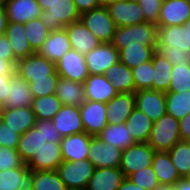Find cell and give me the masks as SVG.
Returning a JSON list of instances; mask_svg holds the SVG:
<instances>
[{
	"label": "cell",
	"mask_w": 190,
	"mask_h": 190,
	"mask_svg": "<svg viewBox=\"0 0 190 190\" xmlns=\"http://www.w3.org/2000/svg\"><path fill=\"white\" fill-rule=\"evenodd\" d=\"M154 190H176L174 186L171 185H159Z\"/></svg>",
	"instance_id": "60"
},
{
	"label": "cell",
	"mask_w": 190,
	"mask_h": 190,
	"mask_svg": "<svg viewBox=\"0 0 190 190\" xmlns=\"http://www.w3.org/2000/svg\"><path fill=\"white\" fill-rule=\"evenodd\" d=\"M24 27L29 45L31 49L37 53L50 34V30L42 23L40 18L24 23Z\"/></svg>",
	"instance_id": "41"
},
{
	"label": "cell",
	"mask_w": 190,
	"mask_h": 190,
	"mask_svg": "<svg viewBox=\"0 0 190 190\" xmlns=\"http://www.w3.org/2000/svg\"><path fill=\"white\" fill-rule=\"evenodd\" d=\"M152 63L154 68L152 89L167 92L171 82L173 65L158 50L152 56Z\"/></svg>",
	"instance_id": "34"
},
{
	"label": "cell",
	"mask_w": 190,
	"mask_h": 190,
	"mask_svg": "<svg viewBox=\"0 0 190 190\" xmlns=\"http://www.w3.org/2000/svg\"><path fill=\"white\" fill-rule=\"evenodd\" d=\"M44 143L46 140L42 136V120H40L21 135L16 150L22 161L27 164Z\"/></svg>",
	"instance_id": "25"
},
{
	"label": "cell",
	"mask_w": 190,
	"mask_h": 190,
	"mask_svg": "<svg viewBox=\"0 0 190 190\" xmlns=\"http://www.w3.org/2000/svg\"><path fill=\"white\" fill-rule=\"evenodd\" d=\"M180 140L179 120L166 112L153 122L147 143L155 151H169Z\"/></svg>",
	"instance_id": "3"
},
{
	"label": "cell",
	"mask_w": 190,
	"mask_h": 190,
	"mask_svg": "<svg viewBox=\"0 0 190 190\" xmlns=\"http://www.w3.org/2000/svg\"><path fill=\"white\" fill-rule=\"evenodd\" d=\"M118 190H145L137 184L130 181L127 177L124 178Z\"/></svg>",
	"instance_id": "56"
},
{
	"label": "cell",
	"mask_w": 190,
	"mask_h": 190,
	"mask_svg": "<svg viewBox=\"0 0 190 190\" xmlns=\"http://www.w3.org/2000/svg\"><path fill=\"white\" fill-rule=\"evenodd\" d=\"M4 5V0H0V8Z\"/></svg>",
	"instance_id": "63"
},
{
	"label": "cell",
	"mask_w": 190,
	"mask_h": 190,
	"mask_svg": "<svg viewBox=\"0 0 190 190\" xmlns=\"http://www.w3.org/2000/svg\"><path fill=\"white\" fill-rule=\"evenodd\" d=\"M8 22L7 12L3 5L0 8V36L5 34Z\"/></svg>",
	"instance_id": "55"
},
{
	"label": "cell",
	"mask_w": 190,
	"mask_h": 190,
	"mask_svg": "<svg viewBox=\"0 0 190 190\" xmlns=\"http://www.w3.org/2000/svg\"><path fill=\"white\" fill-rule=\"evenodd\" d=\"M79 110L84 130L88 135L97 136L107 126L106 103L86 100Z\"/></svg>",
	"instance_id": "13"
},
{
	"label": "cell",
	"mask_w": 190,
	"mask_h": 190,
	"mask_svg": "<svg viewBox=\"0 0 190 190\" xmlns=\"http://www.w3.org/2000/svg\"><path fill=\"white\" fill-rule=\"evenodd\" d=\"M92 137L86 132L64 136L60 141L63 161L87 159Z\"/></svg>",
	"instance_id": "20"
},
{
	"label": "cell",
	"mask_w": 190,
	"mask_h": 190,
	"mask_svg": "<svg viewBox=\"0 0 190 190\" xmlns=\"http://www.w3.org/2000/svg\"><path fill=\"white\" fill-rule=\"evenodd\" d=\"M15 72L27 83L33 79H50V75H58L56 64L36 52L18 60Z\"/></svg>",
	"instance_id": "7"
},
{
	"label": "cell",
	"mask_w": 190,
	"mask_h": 190,
	"mask_svg": "<svg viewBox=\"0 0 190 190\" xmlns=\"http://www.w3.org/2000/svg\"><path fill=\"white\" fill-rule=\"evenodd\" d=\"M21 135L0 120V146L17 148Z\"/></svg>",
	"instance_id": "48"
},
{
	"label": "cell",
	"mask_w": 190,
	"mask_h": 190,
	"mask_svg": "<svg viewBox=\"0 0 190 190\" xmlns=\"http://www.w3.org/2000/svg\"><path fill=\"white\" fill-rule=\"evenodd\" d=\"M62 162L61 144L46 142L26 165L31 170H57Z\"/></svg>",
	"instance_id": "18"
},
{
	"label": "cell",
	"mask_w": 190,
	"mask_h": 190,
	"mask_svg": "<svg viewBox=\"0 0 190 190\" xmlns=\"http://www.w3.org/2000/svg\"><path fill=\"white\" fill-rule=\"evenodd\" d=\"M80 16L73 0H56L47 10L41 12L39 18L51 32L80 20Z\"/></svg>",
	"instance_id": "4"
},
{
	"label": "cell",
	"mask_w": 190,
	"mask_h": 190,
	"mask_svg": "<svg viewBox=\"0 0 190 190\" xmlns=\"http://www.w3.org/2000/svg\"><path fill=\"white\" fill-rule=\"evenodd\" d=\"M166 112L180 120L190 114V90L182 92H165Z\"/></svg>",
	"instance_id": "39"
},
{
	"label": "cell",
	"mask_w": 190,
	"mask_h": 190,
	"mask_svg": "<svg viewBox=\"0 0 190 190\" xmlns=\"http://www.w3.org/2000/svg\"><path fill=\"white\" fill-rule=\"evenodd\" d=\"M155 51L152 46L128 45L119 51V61L132 69L144 62L151 61Z\"/></svg>",
	"instance_id": "36"
},
{
	"label": "cell",
	"mask_w": 190,
	"mask_h": 190,
	"mask_svg": "<svg viewBox=\"0 0 190 190\" xmlns=\"http://www.w3.org/2000/svg\"><path fill=\"white\" fill-rule=\"evenodd\" d=\"M1 120L18 134L25 133L37 122L32 107L4 108Z\"/></svg>",
	"instance_id": "27"
},
{
	"label": "cell",
	"mask_w": 190,
	"mask_h": 190,
	"mask_svg": "<svg viewBox=\"0 0 190 190\" xmlns=\"http://www.w3.org/2000/svg\"><path fill=\"white\" fill-rule=\"evenodd\" d=\"M105 75L117 93H135L132 69L120 61L110 66Z\"/></svg>",
	"instance_id": "32"
},
{
	"label": "cell",
	"mask_w": 190,
	"mask_h": 190,
	"mask_svg": "<svg viewBox=\"0 0 190 190\" xmlns=\"http://www.w3.org/2000/svg\"><path fill=\"white\" fill-rule=\"evenodd\" d=\"M11 75H0V101L3 103L8 95Z\"/></svg>",
	"instance_id": "53"
},
{
	"label": "cell",
	"mask_w": 190,
	"mask_h": 190,
	"mask_svg": "<svg viewBox=\"0 0 190 190\" xmlns=\"http://www.w3.org/2000/svg\"><path fill=\"white\" fill-rule=\"evenodd\" d=\"M42 136L46 142L60 143L63 138L55 128L52 120H42Z\"/></svg>",
	"instance_id": "49"
},
{
	"label": "cell",
	"mask_w": 190,
	"mask_h": 190,
	"mask_svg": "<svg viewBox=\"0 0 190 190\" xmlns=\"http://www.w3.org/2000/svg\"><path fill=\"white\" fill-rule=\"evenodd\" d=\"M32 190H68L57 170H32Z\"/></svg>",
	"instance_id": "38"
},
{
	"label": "cell",
	"mask_w": 190,
	"mask_h": 190,
	"mask_svg": "<svg viewBox=\"0 0 190 190\" xmlns=\"http://www.w3.org/2000/svg\"><path fill=\"white\" fill-rule=\"evenodd\" d=\"M41 8V11L47 10L49 5L54 3L56 0H36Z\"/></svg>",
	"instance_id": "58"
},
{
	"label": "cell",
	"mask_w": 190,
	"mask_h": 190,
	"mask_svg": "<svg viewBox=\"0 0 190 190\" xmlns=\"http://www.w3.org/2000/svg\"><path fill=\"white\" fill-rule=\"evenodd\" d=\"M130 1H133V2H137V3H138L140 0H130Z\"/></svg>",
	"instance_id": "65"
},
{
	"label": "cell",
	"mask_w": 190,
	"mask_h": 190,
	"mask_svg": "<svg viewBox=\"0 0 190 190\" xmlns=\"http://www.w3.org/2000/svg\"><path fill=\"white\" fill-rule=\"evenodd\" d=\"M80 14L103 5L102 0H73Z\"/></svg>",
	"instance_id": "51"
},
{
	"label": "cell",
	"mask_w": 190,
	"mask_h": 190,
	"mask_svg": "<svg viewBox=\"0 0 190 190\" xmlns=\"http://www.w3.org/2000/svg\"><path fill=\"white\" fill-rule=\"evenodd\" d=\"M0 59L10 61L15 67L18 62L5 34L0 36Z\"/></svg>",
	"instance_id": "50"
},
{
	"label": "cell",
	"mask_w": 190,
	"mask_h": 190,
	"mask_svg": "<svg viewBox=\"0 0 190 190\" xmlns=\"http://www.w3.org/2000/svg\"><path fill=\"white\" fill-rule=\"evenodd\" d=\"M183 25L187 30L188 46H190V18Z\"/></svg>",
	"instance_id": "59"
},
{
	"label": "cell",
	"mask_w": 190,
	"mask_h": 190,
	"mask_svg": "<svg viewBox=\"0 0 190 190\" xmlns=\"http://www.w3.org/2000/svg\"><path fill=\"white\" fill-rule=\"evenodd\" d=\"M190 18V0H163L158 27L183 25Z\"/></svg>",
	"instance_id": "15"
},
{
	"label": "cell",
	"mask_w": 190,
	"mask_h": 190,
	"mask_svg": "<svg viewBox=\"0 0 190 190\" xmlns=\"http://www.w3.org/2000/svg\"><path fill=\"white\" fill-rule=\"evenodd\" d=\"M155 150L147 143H136L122 150L120 170L124 177L150 167L153 162Z\"/></svg>",
	"instance_id": "8"
},
{
	"label": "cell",
	"mask_w": 190,
	"mask_h": 190,
	"mask_svg": "<svg viewBox=\"0 0 190 190\" xmlns=\"http://www.w3.org/2000/svg\"><path fill=\"white\" fill-rule=\"evenodd\" d=\"M153 72L154 68L152 60L132 68L135 92L143 89H152Z\"/></svg>",
	"instance_id": "43"
},
{
	"label": "cell",
	"mask_w": 190,
	"mask_h": 190,
	"mask_svg": "<svg viewBox=\"0 0 190 190\" xmlns=\"http://www.w3.org/2000/svg\"><path fill=\"white\" fill-rule=\"evenodd\" d=\"M83 85L86 100L107 103L118 94L105 74L89 75Z\"/></svg>",
	"instance_id": "17"
},
{
	"label": "cell",
	"mask_w": 190,
	"mask_h": 190,
	"mask_svg": "<svg viewBox=\"0 0 190 190\" xmlns=\"http://www.w3.org/2000/svg\"><path fill=\"white\" fill-rule=\"evenodd\" d=\"M179 131L181 140L190 141V114L179 120Z\"/></svg>",
	"instance_id": "52"
},
{
	"label": "cell",
	"mask_w": 190,
	"mask_h": 190,
	"mask_svg": "<svg viewBox=\"0 0 190 190\" xmlns=\"http://www.w3.org/2000/svg\"><path fill=\"white\" fill-rule=\"evenodd\" d=\"M135 107L145 113L153 122L166 113L165 92L143 89L134 93Z\"/></svg>",
	"instance_id": "12"
},
{
	"label": "cell",
	"mask_w": 190,
	"mask_h": 190,
	"mask_svg": "<svg viewBox=\"0 0 190 190\" xmlns=\"http://www.w3.org/2000/svg\"><path fill=\"white\" fill-rule=\"evenodd\" d=\"M3 111H4L3 103L0 101V120H1Z\"/></svg>",
	"instance_id": "62"
},
{
	"label": "cell",
	"mask_w": 190,
	"mask_h": 190,
	"mask_svg": "<svg viewBox=\"0 0 190 190\" xmlns=\"http://www.w3.org/2000/svg\"><path fill=\"white\" fill-rule=\"evenodd\" d=\"M157 28V25L147 22L117 27L111 44L118 51L128 45L139 44L152 46L156 50Z\"/></svg>",
	"instance_id": "2"
},
{
	"label": "cell",
	"mask_w": 190,
	"mask_h": 190,
	"mask_svg": "<svg viewBox=\"0 0 190 190\" xmlns=\"http://www.w3.org/2000/svg\"><path fill=\"white\" fill-rule=\"evenodd\" d=\"M59 75H50V79H33L29 83L33 98L55 94Z\"/></svg>",
	"instance_id": "45"
},
{
	"label": "cell",
	"mask_w": 190,
	"mask_h": 190,
	"mask_svg": "<svg viewBox=\"0 0 190 190\" xmlns=\"http://www.w3.org/2000/svg\"><path fill=\"white\" fill-rule=\"evenodd\" d=\"M127 178L145 190H154L160 185L152 165L130 174Z\"/></svg>",
	"instance_id": "44"
},
{
	"label": "cell",
	"mask_w": 190,
	"mask_h": 190,
	"mask_svg": "<svg viewBox=\"0 0 190 190\" xmlns=\"http://www.w3.org/2000/svg\"><path fill=\"white\" fill-rule=\"evenodd\" d=\"M122 1H127V0H102V3H103V5H106L108 3L122 2Z\"/></svg>",
	"instance_id": "61"
},
{
	"label": "cell",
	"mask_w": 190,
	"mask_h": 190,
	"mask_svg": "<svg viewBox=\"0 0 190 190\" xmlns=\"http://www.w3.org/2000/svg\"><path fill=\"white\" fill-rule=\"evenodd\" d=\"M122 150L105 143L97 136H93L90 140L88 160L95 168L112 167L118 168L121 162Z\"/></svg>",
	"instance_id": "9"
},
{
	"label": "cell",
	"mask_w": 190,
	"mask_h": 190,
	"mask_svg": "<svg viewBox=\"0 0 190 190\" xmlns=\"http://www.w3.org/2000/svg\"><path fill=\"white\" fill-rule=\"evenodd\" d=\"M56 72L59 77L83 83L89 76L85 63V56L71 49L56 63Z\"/></svg>",
	"instance_id": "11"
},
{
	"label": "cell",
	"mask_w": 190,
	"mask_h": 190,
	"mask_svg": "<svg viewBox=\"0 0 190 190\" xmlns=\"http://www.w3.org/2000/svg\"><path fill=\"white\" fill-rule=\"evenodd\" d=\"M152 167L160 185L173 186L182 178L172 164L168 151H155Z\"/></svg>",
	"instance_id": "30"
},
{
	"label": "cell",
	"mask_w": 190,
	"mask_h": 190,
	"mask_svg": "<svg viewBox=\"0 0 190 190\" xmlns=\"http://www.w3.org/2000/svg\"><path fill=\"white\" fill-rule=\"evenodd\" d=\"M52 121L62 137L85 132L79 107L63 105Z\"/></svg>",
	"instance_id": "19"
},
{
	"label": "cell",
	"mask_w": 190,
	"mask_h": 190,
	"mask_svg": "<svg viewBox=\"0 0 190 190\" xmlns=\"http://www.w3.org/2000/svg\"><path fill=\"white\" fill-rule=\"evenodd\" d=\"M188 180H190V173L187 175V177H186Z\"/></svg>",
	"instance_id": "64"
},
{
	"label": "cell",
	"mask_w": 190,
	"mask_h": 190,
	"mask_svg": "<svg viewBox=\"0 0 190 190\" xmlns=\"http://www.w3.org/2000/svg\"><path fill=\"white\" fill-rule=\"evenodd\" d=\"M120 168H95L85 190H118L124 180Z\"/></svg>",
	"instance_id": "26"
},
{
	"label": "cell",
	"mask_w": 190,
	"mask_h": 190,
	"mask_svg": "<svg viewBox=\"0 0 190 190\" xmlns=\"http://www.w3.org/2000/svg\"><path fill=\"white\" fill-rule=\"evenodd\" d=\"M97 137L105 143L112 144L121 150H124L129 146L136 144L133 137L130 135L125 123H108L107 126L97 135Z\"/></svg>",
	"instance_id": "35"
},
{
	"label": "cell",
	"mask_w": 190,
	"mask_h": 190,
	"mask_svg": "<svg viewBox=\"0 0 190 190\" xmlns=\"http://www.w3.org/2000/svg\"><path fill=\"white\" fill-rule=\"evenodd\" d=\"M84 56L89 75L106 74L119 61V51L111 43H100Z\"/></svg>",
	"instance_id": "10"
},
{
	"label": "cell",
	"mask_w": 190,
	"mask_h": 190,
	"mask_svg": "<svg viewBox=\"0 0 190 190\" xmlns=\"http://www.w3.org/2000/svg\"><path fill=\"white\" fill-rule=\"evenodd\" d=\"M135 108L134 93H118L106 103V118L110 124L125 123Z\"/></svg>",
	"instance_id": "22"
},
{
	"label": "cell",
	"mask_w": 190,
	"mask_h": 190,
	"mask_svg": "<svg viewBox=\"0 0 190 190\" xmlns=\"http://www.w3.org/2000/svg\"><path fill=\"white\" fill-rule=\"evenodd\" d=\"M9 22L27 23L39 18L41 8L36 0H4Z\"/></svg>",
	"instance_id": "24"
},
{
	"label": "cell",
	"mask_w": 190,
	"mask_h": 190,
	"mask_svg": "<svg viewBox=\"0 0 190 190\" xmlns=\"http://www.w3.org/2000/svg\"><path fill=\"white\" fill-rule=\"evenodd\" d=\"M117 27L132 26L145 22L143 10L137 2L130 0L105 5Z\"/></svg>",
	"instance_id": "14"
},
{
	"label": "cell",
	"mask_w": 190,
	"mask_h": 190,
	"mask_svg": "<svg viewBox=\"0 0 190 190\" xmlns=\"http://www.w3.org/2000/svg\"><path fill=\"white\" fill-rule=\"evenodd\" d=\"M190 90V63L174 65L171 72V82L167 92H184Z\"/></svg>",
	"instance_id": "42"
},
{
	"label": "cell",
	"mask_w": 190,
	"mask_h": 190,
	"mask_svg": "<svg viewBox=\"0 0 190 190\" xmlns=\"http://www.w3.org/2000/svg\"><path fill=\"white\" fill-rule=\"evenodd\" d=\"M55 95L65 106L80 107L86 101L83 83L59 77Z\"/></svg>",
	"instance_id": "29"
},
{
	"label": "cell",
	"mask_w": 190,
	"mask_h": 190,
	"mask_svg": "<svg viewBox=\"0 0 190 190\" xmlns=\"http://www.w3.org/2000/svg\"><path fill=\"white\" fill-rule=\"evenodd\" d=\"M156 50L174 65L190 63V46L184 25L157 28Z\"/></svg>",
	"instance_id": "1"
},
{
	"label": "cell",
	"mask_w": 190,
	"mask_h": 190,
	"mask_svg": "<svg viewBox=\"0 0 190 190\" xmlns=\"http://www.w3.org/2000/svg\"><path fill=\"white\" fill-rule=\"evenodd\" d=\"M0 190H32V170L21 167L0 171Z\"/></svg>",
	"instance_id": "28"
},
{
	"label": "cell",
	"mask_w": 190,
	"mask_h": 190,
	"mask_svg": "<svg viewBox=\"0 0 190 190\" xmlns=\"http://www.w3.org/2000/svg\"><path fill=\"white\" fill-rule=\"evenodd\" d=\"M62 106V102L55 94L33 98L32 102V109L37 121L52 120Z\"/></svg>",
	"instance_id": "37"
},
{
	"label": "cell",
	"mask_w": 190,
	"mask_h": 190,
	"mask_svg": "<svg viewBox=\"0 0 190 190\" xmlns=\"http://www.w3.org/2000/svg\"><path fill=\"white\" fill-rule=\"evenodd\" d=\"M5 35L17 60L35 53L29 45L27 35L25 34L24 23L8 22Z\"/></svg>",
	"instance_id": "31"
},
{
	"label": "cell",
	"mask_w": 190,
	"mask_h": 190,
	"mask_svg": "<svg viewBox=\"0 0 190 190\" xmlns=\"http://www.w3.org/2000/svg\"><path fill=\"white\" fill-rule=\"evenodd\" d=\"M64 29L66 30L72 49L80 54H87L101 43L98 38L84 26L81 20L68 24Z\"/></svg>",
	"instance_id": "16"
},
{
	"label": "cell",
	"mask_w": 190,
	"mask_h": 190,
	"mask_svg": "<svg viewBox=\"0 0 190 190\" xmlns=\"http://www.w3.org/2000/svg\"><path fill=\"white\" fill-rule=\"evenodd\" d=\"M94 170V165L88 159L63 161L57 168L68 190H85Z\"/></svg>",
	"instance_id": "6"
},
{
	"label": "cell",
	"mask_w": 190,
	"mask_h": 190,
	"mask_svg": "<svg viewBox=\"0 0 190 190\" xmlns=\"http://www.w3.org/2000/svg\"><path fill=\"white\" fill-rule=\"evenodd\" d=\"M23 164L16 148L0 146V171L18 168Z\"/></svg>",
	"instance_id": "46"
},
{
	"label": "cell",
	"mask_w": 190,
	"mask_h": 190,
	"mask_svg": "<svg viewBox=\"0 0 190 190\" xmlns=\"http://www.w3.org/2000/svg\"><path fill=\"white\" fill-rule=\"evenodd\" d=\"M168 153L179 175L186 178L190 173V141H178Z\"/></svg>",
	"instance_id": "40"
},
{
	"label": "cell",
	"mask_w": 190,
	"mask_h": 190,
	"mask_svg": "<svg viewBox=\"0 0 190 190\" xmlns=\"http://www.w3.org/2000/svg\"><path fill=\"white\" fill-rule=\"evenodd\" d=\"M173 186L176 190H190V180L183 177L179 179Z\"/></svg>",
	"instance_id": "57"
},
{
	"label": "cell",
	"mask_w": 190,
	"mask_h": 190,
	"mask_svg": "<svg viewBox=\"0 0 190 190\" xmlns=\"http://www.w3.org/2000/svg\"><path fill=\"white\" fill-rule=\"evenodd\" d=\"M71 49L70 40L63 28L51 31L37 53L56 64Z\"/></svg>",
	"instance_id": "23"
},
{
	"label": "cell",
	"mask_w": 190,
	"mask_h": 190,
	"mask_svg": "<svg viewBox=\"0 0 190 190\" xmlns=\"http://www.w3.org/2000/svg\"><path fill=\"white\" fill-rule=\"evenodd\" d=\"M125 125L136 143L148 142L153 121L145 113L135 107Z\"/></svg>",
	"instance_id": "33"
},
{
	"label": "cell",
	"mask_w": 190,
	"mask_h": 190,
	"mask_svg": "<svg viewBox=\"0 0 190 190\" xmlns=\"http://www.w3.org/2000/svg\"><path fill=\"white\" fill-rule=\"evenodd\" d=\"M33 95L29 83L25 82L17 72L11 75L7 98L4 108L32 107Z\"/></svg>",
	"instance_id": "21"
},
{
	"label": "cell",
	"mask_w": 190,
	"mask_h": 190,
	"mask_svg": "<svg viewBox=\"0 0 190 190\" xmlns=\"http://www.w3.org/2000/svg\"><path fill=\"white\" fill-rule=\"evenodd\" d=\"M163 0H140L138 4L143 10L145 22L157 25Z\"/></svg>",
	"instance_id": "47"
},
{
	"label": "cell",
	"mask_w": 190,
	"mask_h": 190,
	"mask_svg": "<svg viewBox=\"0 0 190 190\" xmlns=\"http://www.w3.org/2000/svg\"><path fill=\"white\" fill-rule=\"evenodd\" d=\"M15 68L10 61L0 59V75H12L15 72Z\"/></svg>",
	"instance_id": "54"
},
{
	"label": "cell",
	"mask_w": 190,
	"mask_h": 190,
	"mask_svg": "<svg viewBox=\"0 0 190 190\" xmlns=\"http://www.w3.org/2000/svg\"><path fill=\"white\" fill-rule=\"evenodd\" d=\"M81 22L101 43H111L116 31V24L105 5L93 8L81 14Z\"/></svg>",
	"instance_id": "5"
}]
</instances>
